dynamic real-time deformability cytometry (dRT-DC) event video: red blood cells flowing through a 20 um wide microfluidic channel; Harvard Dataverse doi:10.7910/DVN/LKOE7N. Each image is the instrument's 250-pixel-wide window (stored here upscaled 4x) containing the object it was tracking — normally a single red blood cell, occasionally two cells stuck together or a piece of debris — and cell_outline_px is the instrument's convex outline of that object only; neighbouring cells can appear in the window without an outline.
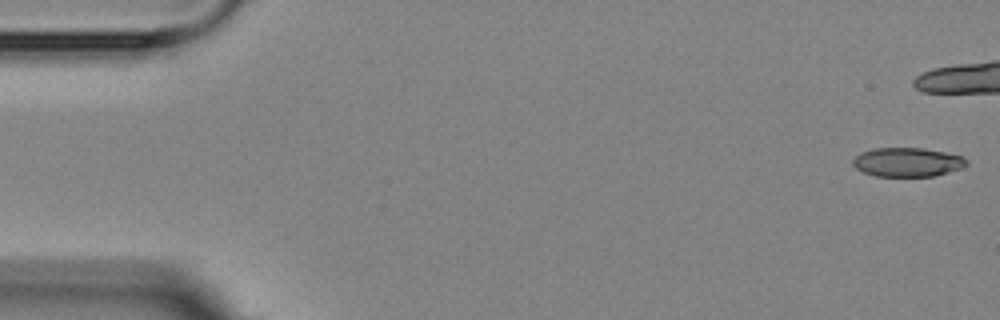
{"species": "Egyptian fruit bat (a non-hibernating species)", "species_latin": "Rousettus aegyptiacus", "temperature_condition": "room temperature", "stored_images_in_passage": 6, "segment_of_instrument_passage": [2, 2], "camera_frame_rate_fps": 3000, "um_per_image_px": 0.085, "animal": {"sex": "female"}, "frame": {"image": 1, "passage_image": 6, "time_ms": 6.0, "image_size_px": [1000, 320], "cell_outline_px": [[968, 164], [964, 168], [936, 176], [876, 176], [864, 172], [856, 168], [852, 164], [852, 160], [860, 152], [872, 148], [920, 148], [944, 152], [964, 156], [968, 160]], "centroid_in_image_um": [77.16, 13.78], "position_along_channel_um": 7.8, "area_um2": 19.42}}